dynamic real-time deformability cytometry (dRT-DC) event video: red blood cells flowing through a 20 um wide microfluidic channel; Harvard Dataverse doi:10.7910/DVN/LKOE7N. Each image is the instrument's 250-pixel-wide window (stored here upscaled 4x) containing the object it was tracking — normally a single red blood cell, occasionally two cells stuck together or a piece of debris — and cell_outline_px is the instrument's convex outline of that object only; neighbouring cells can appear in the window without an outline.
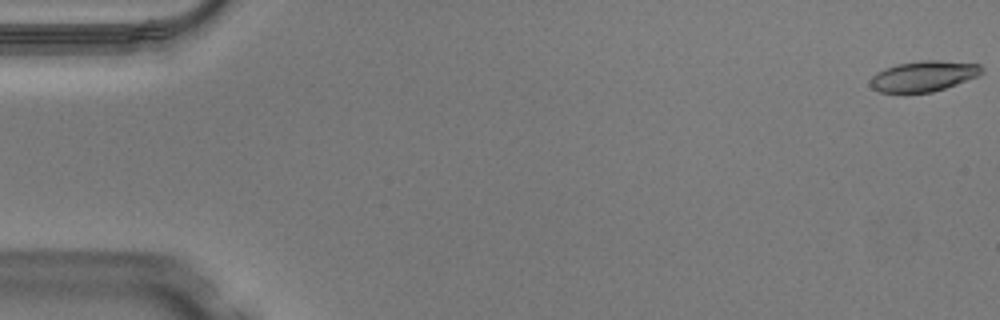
{"species": "Egyptian fruit bat (a non-hibernating species)", "species_latin": "Rousettus aegyptiacus", "temperature_condition": "warm", "stored_images_in_passage": 9, "camera_frame_rate_fps": 3000, "um_per_image_px": 0.085, "animal": {"sex": "male"}, "frame": {"image": 1, "passage_image": 1, "time_ms": 0.0, "image_size_px": [1000, 320], "cell_outline_px": [[984, 72], [976, 76], [956, 84], [932, 92], [880, 92], [872, 88], [868, 84], [872, 76], [876, 72], [884, 68], [896, 64], [920, 60], [940, 60], [980, 64], [984, 68]], "centroid_in_image_um": [78.48, 6.45], "position_along_channel_um": 6.5, "area_um2": 19.88}}